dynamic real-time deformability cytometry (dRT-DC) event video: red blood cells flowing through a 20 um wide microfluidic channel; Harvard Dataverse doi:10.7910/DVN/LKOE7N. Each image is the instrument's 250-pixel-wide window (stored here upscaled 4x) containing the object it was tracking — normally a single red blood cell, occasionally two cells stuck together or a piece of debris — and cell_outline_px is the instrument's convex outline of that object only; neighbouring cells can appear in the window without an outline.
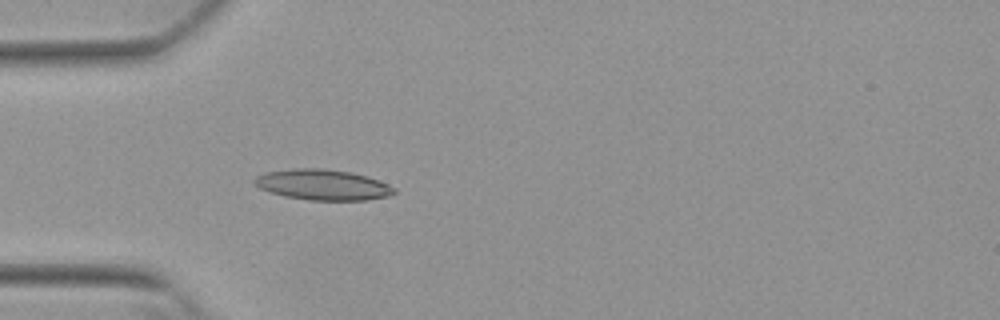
{"species": "Egyptian fruit bat (a non-hibernating species)", "species_latin": "Rousettus aegyptiacus", "temperature_condition": "warm", "stored_images_in_passage": 52, "camera_frame_rate_fps": 3000, "um_per_image_px": 0.085, "animal": {"sex": "female"}, "frame": {"image": 1, "passage_image": 15, "time_ms": 4.667, "image_size_px": [1000, 320], "cell_outline_px": [[396, 192], [388, 196], [368, 200], [308, 200], [284, 196], [260, 188], [252, 180], [256, 176], [264, 172], [296, 168], [324, 168], [352, 172], [368, 176], [388, 184], [396, 188]], "centroid_in_image_um": [27.45, 15.7], "position_along_channel_um": 57.5, "area_um2": 25.03}}
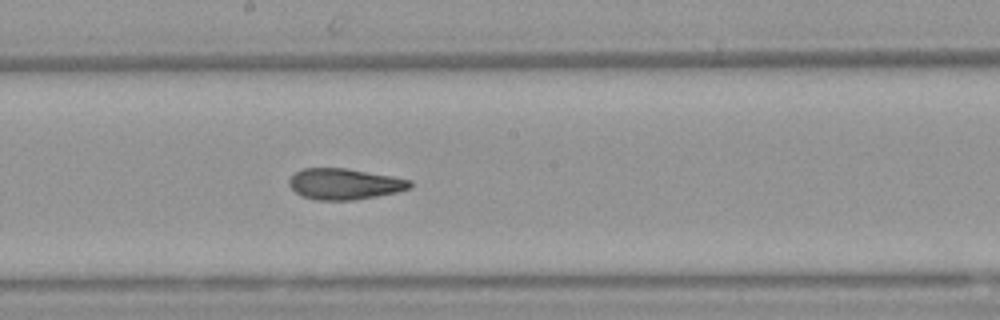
{"frame": {"image": 2, "passage_image": 28, "time_ms": 9.0, "image_size_px": [1000, 320], "cell_outline_px": [[412, 188], [396, 192], [356, 200], [316, 200], [304, 196], [296, 192], [288, 184], [288, 180], [300, 168], [344, 168], [392, 176], [412, 180]], "centroid_in_image_um": [29.29, 15.63], "position_along_channel_um": 218.9, "area_um2": 21.79}}
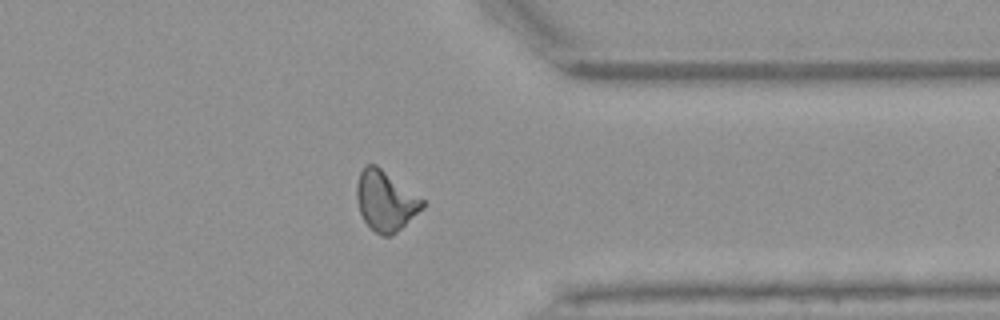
{"frame": {"image": 3, "passage_image": 41, "time_ms": 13.333, "image_size_px": [1000, 320], "cell_outline_px": [[424, 208], [392, 236], [380, 236], [364, 220], [360, 212], [356, 200], [356, 184], [360, 172], [368, 164], [376, 164], [424, 200]], "centroid_in_image_um": [32.76, 17.08], "position_along_channel_um": 378.6, "area_um2": 22.89}, "authors_computed_cell_mechanics": {"area_um2": 22.3108, "velocity_mm_per_s": 3.8412, "shape_relaxation_time_tau1_ms": 9.4714, "shape_relaxation_time_tau2_ms": 2.7258, "deformation_change_tau1": 0.2361, "deformation_change_tau2": 0.0915}}